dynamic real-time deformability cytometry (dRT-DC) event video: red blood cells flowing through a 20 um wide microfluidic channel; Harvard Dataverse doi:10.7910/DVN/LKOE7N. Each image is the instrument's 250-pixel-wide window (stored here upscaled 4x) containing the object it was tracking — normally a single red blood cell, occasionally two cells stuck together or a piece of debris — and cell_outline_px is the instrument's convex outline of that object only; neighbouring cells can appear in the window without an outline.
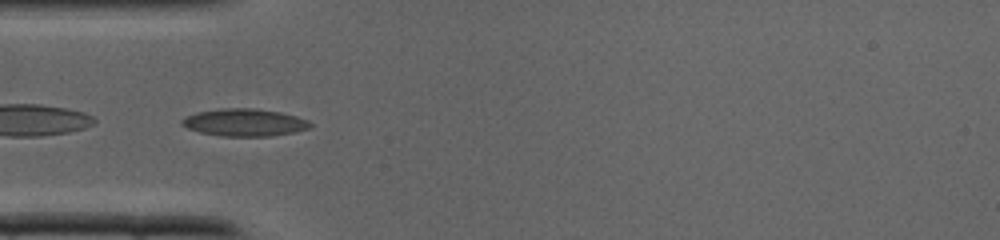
{"species": "common noctule bat (a hibernating species)", "species_latin": "Nyctalus noctula", "temperature_condition": "cold", "stored_images_in_passage": 29, "camera_frame_rate_fps": 3000, "um_per_image_px": 0.085, "animal": {"sex": "male", "body_mass_g": 19.0, "forearm_length_mm": 50.8}, "frame": {"image": 1, "passage_image": 5, "time_ms": 1.333, "image_size_px": [1000, 240], "cell_outline_px": [[312, 124], [308, 128], [296, 132], [272, 136], [220, 136], [200, 132], [188, 128], [180, 124], [180, 120], [196, 112], [220, 108], [256, 108], [280, 112], [296, 116], [308, 120]], "centroid_in_image_um": [20.78, 10.41], "position_along_channel_um": 64.2, "area_um2": 20.58}}
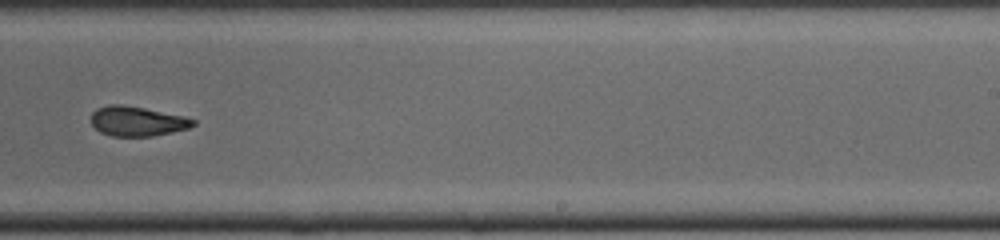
{"frame": {"image": 2, "passage_image": 17, "time_ms": 5.333, "image_size_px": [1000, 240], "cell_outline_px": [[196, 124], [188, 128], [172, 132], [152, 136], [112, 136], [100, 132], [92, 124], [92, 112], [96, 108], [108, 104], [120, 104], [144, 108], [184, 116], [196, 120]], "centroid_in_image_um": [11.66, 10.3], "position_along_channel_um": 277.3, "area_um2": 17.63}}